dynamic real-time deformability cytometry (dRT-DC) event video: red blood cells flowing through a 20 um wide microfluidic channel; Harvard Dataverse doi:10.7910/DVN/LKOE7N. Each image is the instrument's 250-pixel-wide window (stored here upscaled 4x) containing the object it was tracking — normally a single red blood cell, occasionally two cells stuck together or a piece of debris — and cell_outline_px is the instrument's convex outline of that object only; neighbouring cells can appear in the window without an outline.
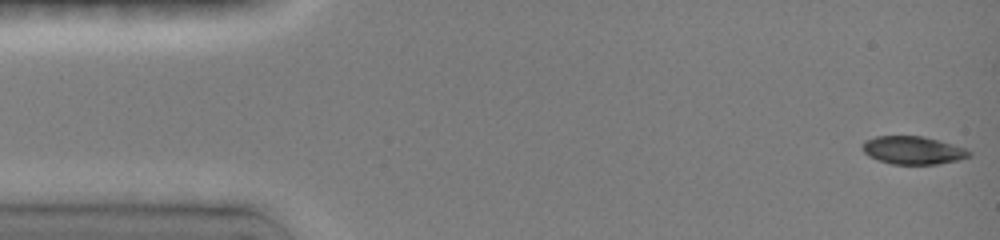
{"species": "common noctule bat (a hibernating species)", "species_latin": "Nyctalus noctula", "temperature_condition": "room temperature", "stored_images_in_passage": 75, "camera_frame_rate_fps": 3000, "um_per_image_px": 0.085, "animal": {"sex": "female", "body_mass_g": 19.0, "forearm_length_mm": 51.5}, "frame": {"image": 1, "passage_image": 1, "time_ms": 0.0, "image_size_px": [1000, 240], "cell_outline_px": [[972, 156], [960, 160], [936, 164], [892, 164], [868, 156], [860, 148], [864, 140], [876, 136], [924, 136], [940, 140], [964, 148], [972, 152]], "centroid_in_image_um": [77.6, 12.76], "position_along_channel_um": 7.4, "area_um2": 17.57}}
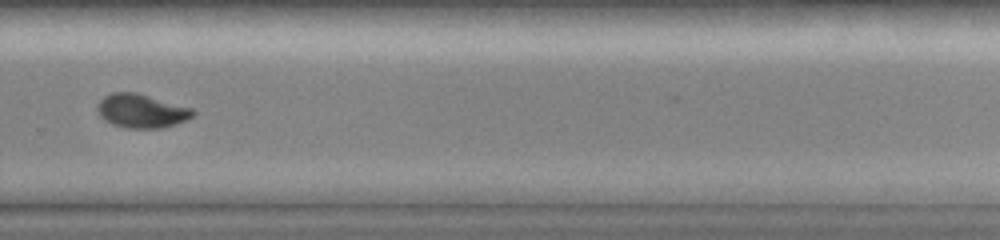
{"frame": {"image": 2, "passage_image": 54, "time_ms": 10.667, "image_size_px": [1000, 240], "cell_outline_px": [[196, 112], [192, 116], [176, 124], [160, 128], [128, 128], [112, 124], [104, 120], [100, 116], [96, 108], [96, 104], [104, 96], [112, 92], [136, 92], [192, 108]], "centroid_in_image_um": [11.99, 9.42], "position_along_channel_um": 317.8, "area_um2": 18.79}}
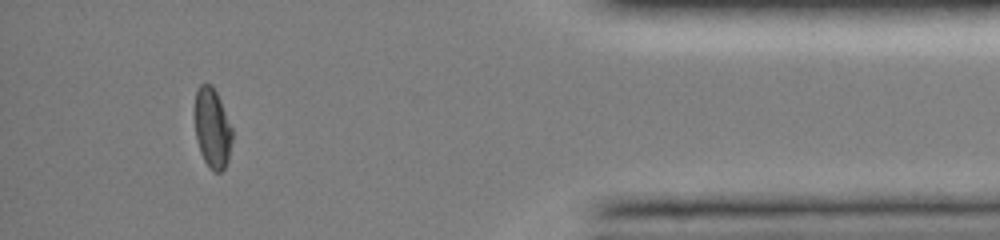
{"frame": {"image": 3, "passage_image": 68, "time_ms": 14.0, "image_size_px": [1000, 240], "cell_outline_px": [[232, 140], [228, 160], [224, 168], [220, 172], [216, 172], [208, 168], [200, 152], [196, 136], [192, 116], [192, 112], [196, 92], [200, 84], [212, 84], [220, 100], [232, 128]], "centroid_in_image_um": [18.0, 10.87], "position_along_channel_um": 417.2, "area_um2": 17.86}, "authors_computed_cell_mechanics": {"area_um2": 18.8428, "velocity_mm_per_s": 4.0431, "shape_relaxation_time_tau1_ms": 5.9869, "shape_relaxation_time_tau2_ms": 3.7778, "deformation_change_tau1": 0.1801, "deformation_change_tau2": 0.0285}}